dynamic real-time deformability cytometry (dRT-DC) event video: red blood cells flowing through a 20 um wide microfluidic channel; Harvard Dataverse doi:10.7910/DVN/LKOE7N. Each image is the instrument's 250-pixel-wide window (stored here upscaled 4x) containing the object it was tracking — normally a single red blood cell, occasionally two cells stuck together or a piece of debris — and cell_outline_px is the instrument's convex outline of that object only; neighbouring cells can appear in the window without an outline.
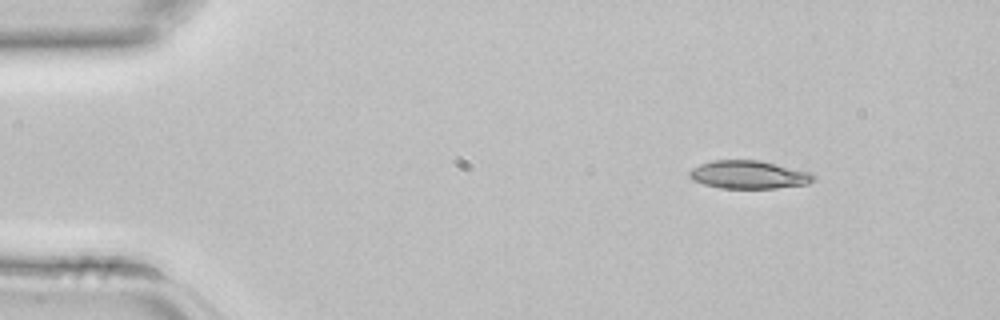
{"species": "common noctule bat (a hibernating species)", "species_latin": "Nyctalus noctula", "temperature_condition": "room temperature", "stored_images_in_passage": 39, "camera_frame_rate_fps": 3000, "um_per_image_px": 0.085, "animal": {"sex": "female", "body_mass_g": 22.7, "forearm_length_mm": 54.2}, "frame": {"image": 1, "passage_image": 1, "time_ms": 0.0, "image_size_px": [1000, 320], "cell_outline_px": [[816, 180], [808, 184], [776, 188], [720, 188], [704, 184], [692, 180], [688, 176], [688, 172], [692, 168], [700, 164], [712, 160], [760, 160], [812, 172], [816, 176]], "centroid_in_image_um": [63.67, 14.84], "position_along_channel_um": 21.3, "area_um2": 20.58}}
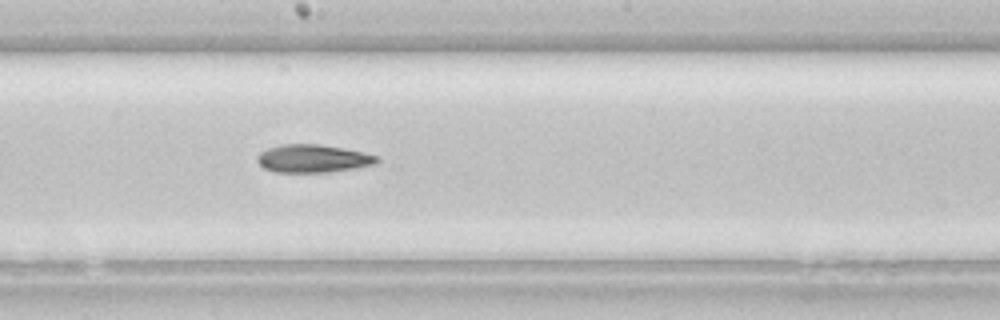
{"frame": {"image": 2, "passage_image": 19, "time_ms": 6.0, "image_size_px": [1000, 320], "cell_outline_px": [[380, 160], [376, 164], [328, 172], [276, 172], [264, 168], [256, 160], [256, 156], [260, 152], [268, 148], [284, 144], [320, 144], [380, 156]], "centroid_in_image_um": [26.58, 13.48], "position_along_channel_um": 221.6, "area_um2": 19.31}}
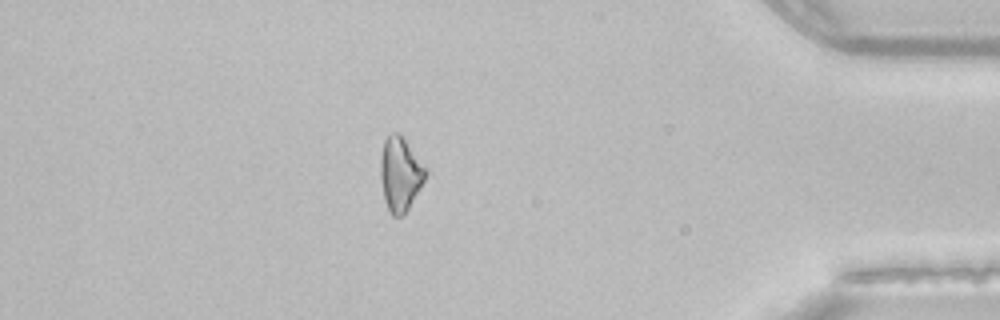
{"frame": {"image": 3, "passage_image": 33, "time_ms": 10.667, "image_size_px": [1000, 320], "cell_outline_px": [[428, 172], [424, 180], [408, 208], [400, 216], [392, 216], [384, 200], [380, 176], [380, 156], [384, 140], [392, 132], [400, 132]], "centroid_in_image_um": [33.99, 14.75], "position_along_channel_um": 401.2, "area_um2": 19.19}}